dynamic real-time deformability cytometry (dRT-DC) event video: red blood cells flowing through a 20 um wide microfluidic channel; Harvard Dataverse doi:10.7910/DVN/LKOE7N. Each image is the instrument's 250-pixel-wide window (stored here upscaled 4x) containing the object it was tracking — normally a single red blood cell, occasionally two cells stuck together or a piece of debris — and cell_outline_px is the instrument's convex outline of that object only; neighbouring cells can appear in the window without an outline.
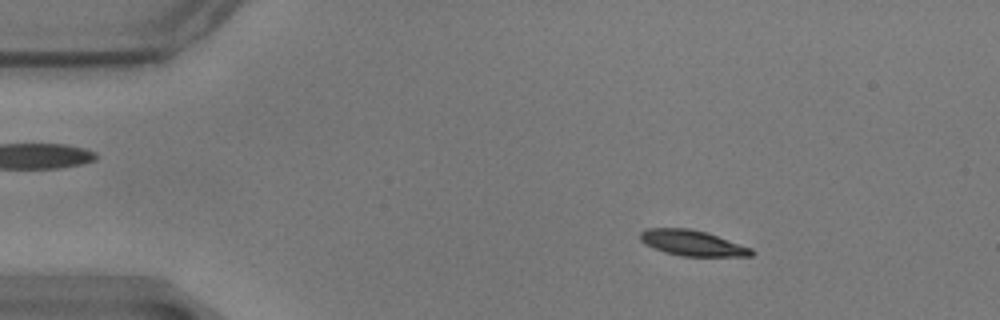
{"species": "common noctule bat (a hibernating species)", "species_latin": "Nyctalus noctula", "temperature_condition": "warm", "stored_images_in_passage": 50, "camera_frame_rate_fps": 3000, "um_per_image_px": 0.085, "animal": {"sex": "male", "body_mass_g": 17.9}, "frame": {"image": 1, "passage_image": 1, "time_ms": 0.0, "image_size_px": [1000, 320], "cell_outline_px": [[756, 252], [752, 256], [680, 256], [664, 252], [644, 244], [640, 240], [640, 232], [644, 228], [692, 228], [708, 232], [752, 248]], "centroid_in_image_um": [58.85, 20.65], "position_along_channel_um": 26.2, "area_um2": 16.88}}
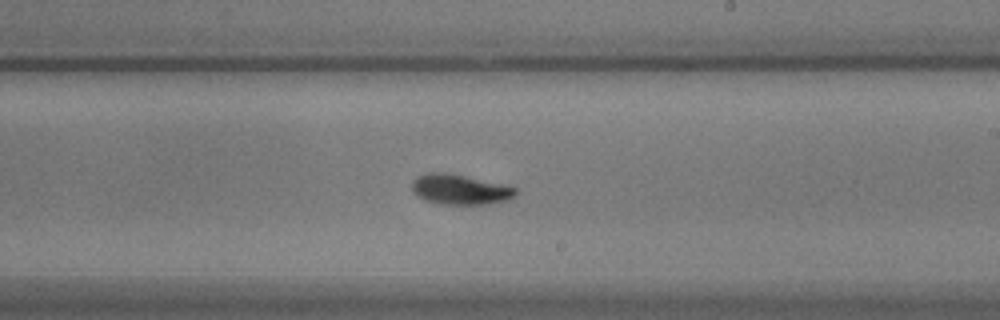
{"frame": {"image": 2, "passage_image": 26, "time_ms": 8.333, "image_size_px": [1000, 320], "cell_outline_px": [[516, 192], [508, 200], [488, 204], [440, 204], [424, 200], [412, 192], [412, 180], [416, 176], [428, 172], [440, 172], [460, 176], [516, 188]], "centroid_in_image_um": [38.99, 16.12], "position_along_channel_um": 250.0, "area_um2": 17.69}}
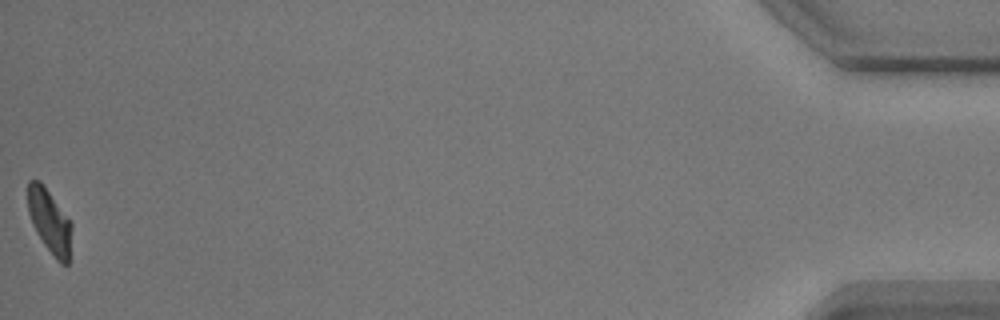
{"frame": {"image": 3, "passage_image": 50, "time_ms": 16.333, "image_size_px": [1000, 320], "cell_outline_px": [[72, 228], [68, 264], [60, 264], [56, 260], [44, 244], [36, 232], [32, 224], [28, 212], [28, 180], [40, 180], [44, 184], [72, 224]], "centroid_in_image_um": [4.21, 18.8], "position_along_channel_um": 431.0, "area_um2": 16.3}, "authors_computed_cell_mechanics": {"area_um2": 17.5423, "velocity_mm_per_s": 3.4689, "shape_relaxation_time_tau1_ms": 2.6497, "shape_relaxation_time_tau2_ms": 3.2885, "deformation_change_tau1": 0.1368, "deformation_change_tau2": 0.0714}}